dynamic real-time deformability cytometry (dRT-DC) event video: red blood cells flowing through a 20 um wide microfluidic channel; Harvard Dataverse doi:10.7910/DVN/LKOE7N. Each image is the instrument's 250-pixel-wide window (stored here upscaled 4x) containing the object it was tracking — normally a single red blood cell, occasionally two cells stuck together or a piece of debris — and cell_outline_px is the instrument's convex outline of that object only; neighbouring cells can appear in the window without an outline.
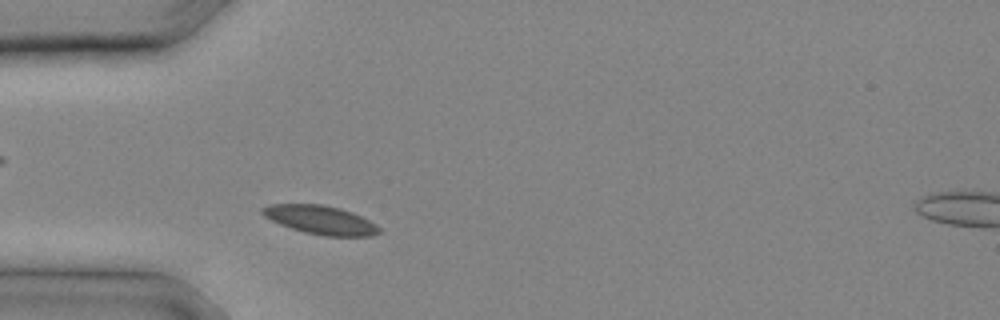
{"species": "common noctule bat (a hibernating species)", "species_latin": "Nyctalus noctula", "temperature_condition": "cold", "stored_images_in_passage": 12, "camera_frame_rate_fps": 3000, "um_per_image_px": 0.085, "animal": {"sex": "male", "body_mass_g": 20.4}, "frame": {"image": 1, "passage_image": 2, "time_ms": 0.333, "image_size_px": [1000, 320], "cell_outline_px": [[380, 232], [372, 236], [324, 236], [304, 232], [280, 224], [264, 216], [260, 212], [260, 208], [268, 204], [320, 204], [340, 208], [352, 212], [376, 224], [380, 228]], "centroid_in_image_um": [27.22, 18.69], "position_along_channel_um": 57.8, "area_um2": 19.48}}
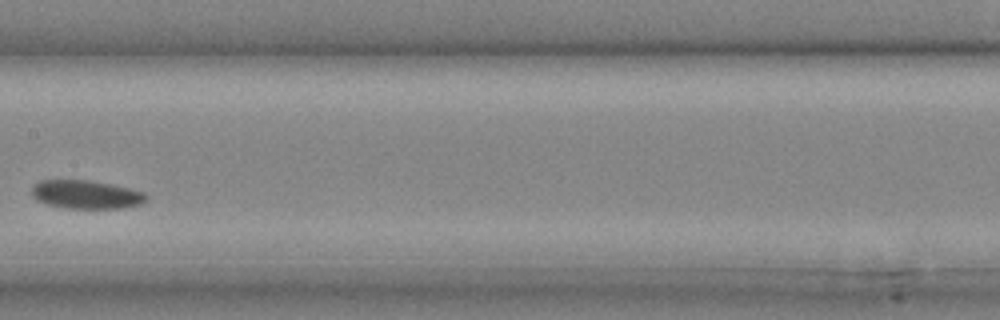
{"frame": {"image": 2, "passage_image": 8, "time_ms": 2.333, "image_size_px": [1000, 320], "cell_outline_px": [[148, 200], [140, 204], [124, 208], [64, 208], [48, 204], [36, 200], [32, 196], [32, 188], [40, 180], [88, 180], [128, 188], [144, 192], [148, 196]], "centroid_in_image_um": [7.33, 16.54], "position_along_channel_um": 200.1, "area_um2": 18.9}}
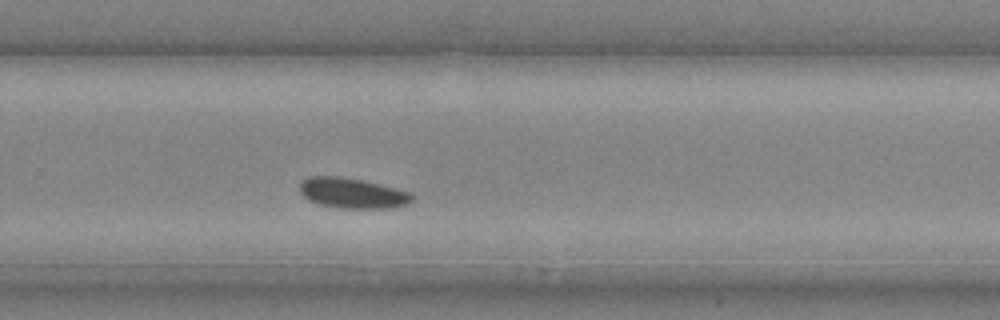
{"frame": {"image": 3, "passage_image": 12, "time_ms": 3.667, "image_size_px": [1000, 320], "cell_outline_px": [[412, 200], [404, 204], [392, 208], [340, 208], [320, 204], [304, 196], [300, 192], [300, 180], [308, 176], [340, 176], [360, 180], [412, 192]], "centroid_in_image_um": [29.92, 16.4], "position_along_channel_um": 299.9, "area_um2": 19.59}}